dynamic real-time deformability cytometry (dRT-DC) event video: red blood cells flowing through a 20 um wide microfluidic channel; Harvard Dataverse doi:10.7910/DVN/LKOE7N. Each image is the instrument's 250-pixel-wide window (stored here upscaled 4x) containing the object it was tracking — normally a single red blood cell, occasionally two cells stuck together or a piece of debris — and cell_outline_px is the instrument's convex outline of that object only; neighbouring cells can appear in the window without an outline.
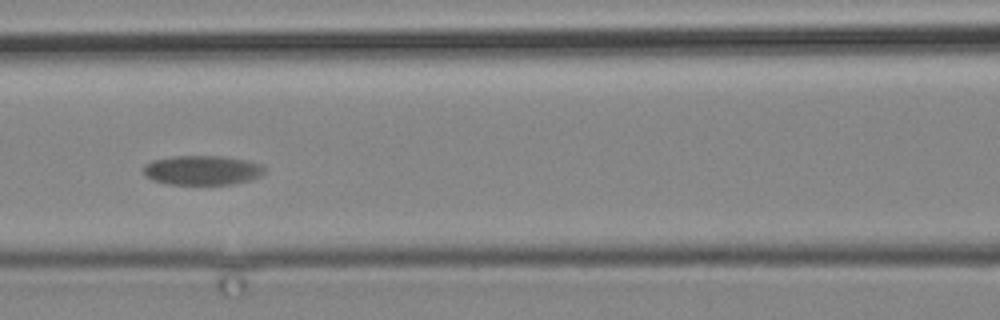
{"species": "common noctule bat (a hibernating species)", "species_latin": "Nyctalus noctula", "temperature_condition": "cold", "stored_images_in_passage": 5, "camera_frame_rate_fps": 3000, "um_per_image_px": 0.085, "animal": {"sex": "male", "body_mass_g": 19.2, "forearm_length_mm": 51.8}, "frame": {"image": 1, "passage_image": 4, "time_ms": 4.667, "image_size_px": [1000, 320], "cell_outline_px": [[264, 172], [260, 176], [248, 180], [232, 184], [168, 184], [152, 180], [144, 176], [144, 164], [152, 160], [172, 156], [224, 156], [244, 160], [260, 164], [264, 168]], "centroid_in_image_um": [17.14, 14.46], "position_along_channel_um": 149.5, "area_um2": 20.75}}
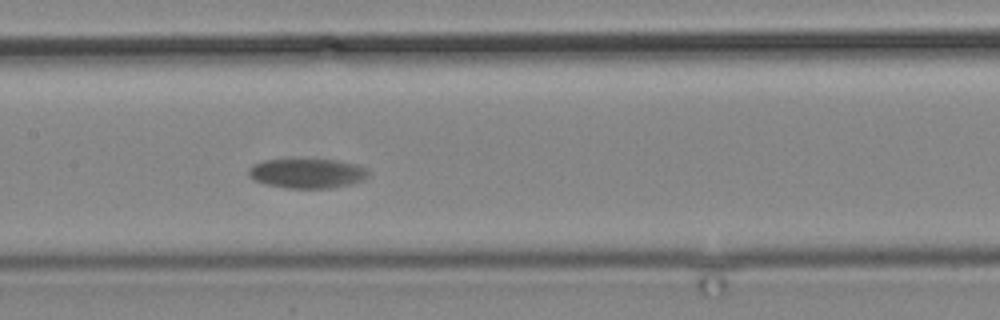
{"frame": {"image": 2, "passage_image": 5, "time_ms": 5.667, "image_size_px": [1000, 320], "cell_outline_px": [[368, 176], [364, 180], [352, 184], [328, 188], [284, 188], [264, 184], [252, 180], [248, 176], [248, 168], [252, 164], [264, 160], [296, 156], [336, 160], [356, 164], [364, 168], [368, 172]], "centroid_in_image_um": [26.03, 14.69], "position_along_channel_um": 181.4, "area_um2": 21.79}}